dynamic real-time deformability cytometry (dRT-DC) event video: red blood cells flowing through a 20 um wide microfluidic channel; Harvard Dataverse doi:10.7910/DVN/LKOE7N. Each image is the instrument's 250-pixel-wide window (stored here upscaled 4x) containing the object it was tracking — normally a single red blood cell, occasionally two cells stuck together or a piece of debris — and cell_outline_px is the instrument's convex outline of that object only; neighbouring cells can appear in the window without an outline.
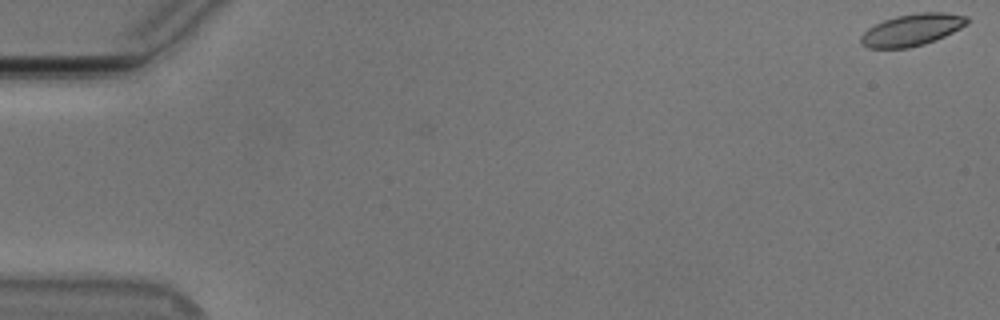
{"species": "Egyptian fruit bat (a non-hibernating species)", "species_latin": "Rousettus aegyptiacus", "temperature_condition": "cold", "stored_images_in_passage": 50, "camera_frame_rate_fps": 3000, "um_per_image_px": 0.085, "animal": {"sex": "male"}, "frame": {"image": 1, "passage_image": 1, "time_ms": 0.0, "image_size_px": [1000, 320], "cell_outline_px": [[972, 20], [968, 24], [936, 40], [924, 44], [908, 48], [868, 48], [860, 44], [860, 36], [868, 28], [884, 20], [896, 16], [920, 12], [944, 12], [968, 16]], "centroid_in_image_um": [77.54, 2.53], "position_along_channel_um": 7.5, "area_um2": 19.88}}
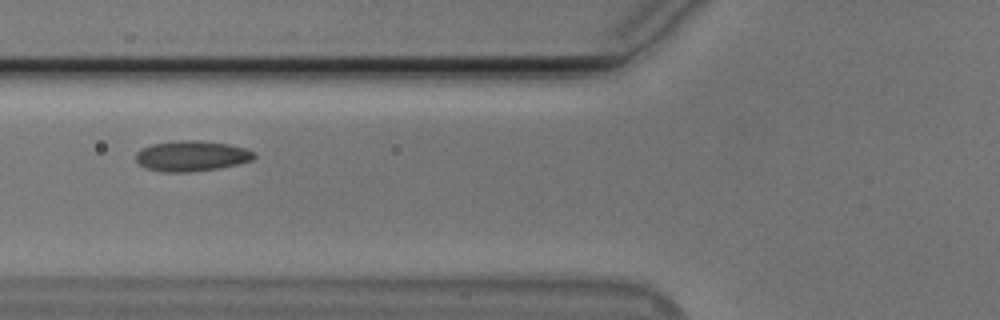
{"frame": {"image": 2, "passage_image": 22, "time_ms": 7.0, "image_size_px": [1000, 320], "cell_outline_px": [[256, 156], [252, 160], [220, 168], [188, 172], [164, 172], [148, 168], [140, 164], [136, 160], [136, 152], [140, 148], [152, 144], [180, 140], [200, 140], [228, 144], [244, 148], [256, 152]], "centroid_in_image_um": [16.29, 13.25], "position_along_channel_um": 109.5, "area_um2": 20.98}}
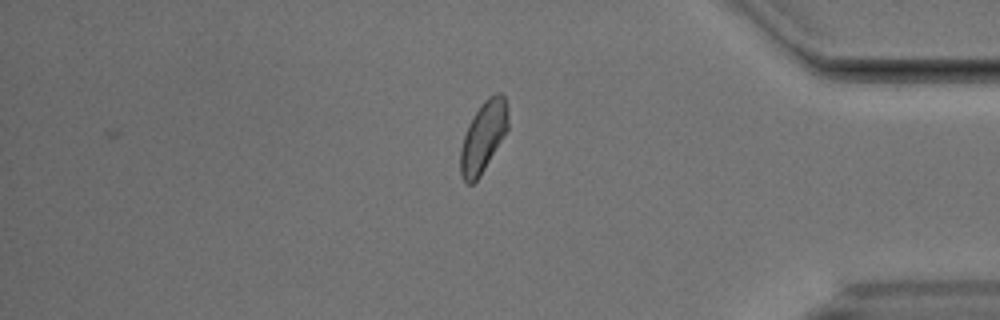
{"frame": {"image": 3, "passage_image": 47, "time_ms": 15.333, "image_size_px": [1000, 320], "cell_outline_px": [[508, 128], [480, 176], [472, 184], [468, 184], [460, 176], [460, 148], [468, 124], [472, 116], [480, 104], [488, 96], [496, 92], [500, 92], [504, 96], [508, 104]], "centroid_in_image_um": [41.07, 11.58], "position_along_channel_um": 394.1, "area_um2": 19.71}, "authors_computed_cell_mechanics": {"area_um2": 19.9699, "velocity_mm_per_s": 3.734, "shape_relaxation_time_tau1_ms": 4.2048, "shape_relaxation_time_tau2_ms": 1.9386, "deformation_change_tau1": 0.0854, "deformation_change_tau2": 0.0599}}